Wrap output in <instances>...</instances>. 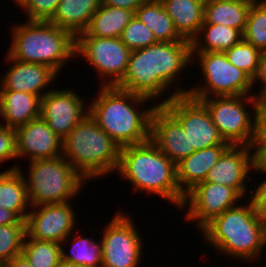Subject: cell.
I'll return each instance as SVG.
<instances>
[{"label": "cell", "instance_id": "6da1fadb", "mask_svg": "<svg viewBox=\"0 0 266 267\" xmlns=\"http://www.w3.org/2000/svg\"><path fill=\"white\" fill-rule=\"evenodd\" d=\"M147 101L117 86H101L88 110L97 125L122 148L150 140L151 115L157 104L138 109Z\"/></svg>", "mask_w": 266, "mask_h": 267}, {"label": "cell", "instance_id": "7a4b0ae2", "mask_svg": "<svg viewBox=\"0 0 266 267\" xmlns=\"http://www.w3.org/2000/svg\"><path fill=\"white\" fill-rule=\"evenodd\" d=\"M138 191L152 193L181 208L185 195L177 183L176 164L150 140L122 147L117 170Z\"/></svg>", "mask_w": 266, "mask_h": 267}, {"label": "cell", "instance_id": "3957f363", "mask_svg": "<svg viewBox=\"0 0 266 267\" xmlns=\"http://www.w3.org/2000/svg\"><path fill=\"white\" fill-rule=\"evenodd\" d=\"M248 202L225 210L200 230L207 244L246 262L261 257L266 246V222L257 214L250 197Z\"/></svg>", "mask_w": 266, "mask_h": 267}, {"label": "cell", "instance_id": "277c9868", "mask_svg": "<svg viewBox=\"0 0 266 267\" xmlns=\"http://www.w3.org/2000/svg\"><path fill=\"white\" fill-rule=\"evenodd\" d=\"M13 27L12 44L7 52L13 59L43 64L58 74L76 56V37L49 21L27 20Z\"/></svg>", "mask_w": 266, "mask_h": 267}, {"label": "cell", "instance_id": "5b68a950", "mask_svg": "<svg viewBox=\"0 0 266 267\" xmlns=\"http://www.w3.org/2000/svg\"><path fill=\"white\" fill-rule=\"evenodd\" d=\"M120 150L89 114L62 141V156L86 181L116 171Z\"/></svg>", "mask_w": 266, "mask_h": 267}, {"label": "cell", "instance_id": "8992f818", "mask_svg": "<svg viewBox=\"0 0 266 267\" xmlns=\"http://www.w3.org/2000/svg\"><path fill=\"white\" fill-rule=\"evenodd\" d=\"M28 170L23 178L30 207L70 202L86 182L63 156L30 161Z\"/></svg>", "mask_w": 266, "mask_h": 267}, {"label": "cell", "instance_id": "52a82bcc", "mask_svg": "<svg viewBox=\"0 0 266 267\" xmlns=\"http://www.w3.org/2000/svg\"><path fill=\"white\" fill-rule=\"evenodd\" d=\"M200 62L205 85L193 86L186 95L201 100L216 96L251 95L253 79L243 70L232 65L224 52H192Z\"/></svg>", "mask_w": 266, "mask_h": 267}, {"label": "cell", "instance_id": "ba28073f", "mask_svg": "<svg viewBox=\"0 0 266 267\" xmlns=\"http://www.w3.org/2000/svg\"><path fill=\"white\" fill-rule=\"evenodd\" d=\"M175 92L157 103L163 106L187 133L189 150H202L215 145H230L214 125L206 106L199 100L186 95V90L174 88Z\"/></svg>", "mask_w": 266, "mask_h": 267}, {"label": "cell", "instance_id": "9c48e42d", "mask_svg": "<svg viewBox=\"0 0 266 267\" xmlns=\"http://www.w3.org/2000/svg\"><path fill=\"white\" fill-rule=\"evenodd\" d=\"M254 95L216 96L200 100L209 111L219 133L230 145L251 146L253 115L246 106L250 103L255 105Z\"/></svg>", "mask_w": 266, "mask_h": 267}, {"label": "cell", "instance_id": "30bf717a", "mask_svg": "<svg viewBox=\"0 0 266 267\" xmlns=\"http://www.w3.org/2000/svg\"><path fill=\"white\" fill-rule=\"evenodd\" d=\"M130 54L120 38L76 36L75 55L83 56L98 71L101 86H116L124 78Z\"/></svg>", "mask_w": 266, "mask_h": 267}, {"label": "cell", "instance_id": "8fae6325", "mask_svg": "<svg viewBox=\"0 0 266 267\" xmlns=\"http://www.w3.org/2000/svg\"><path fill=\"white\" fill-rule=\"evenodd\" d=\"M118 212L102 232V267H138L143 240L131 216Z\"/></svg>", "mask_w": 266, "mask_h": 267}, {"label": "cell", "instance_id": "7c38bea8", "mask_svg": "<svg viewBox=\"0 0 266 267\" xmlns=\"http://www.w3.org/2000/svg\"><path fill=\"white\" fill-rule=\"evenodd\" d=\"M241 198L243 197L232 187L204 181L185 195L182 208L189 205L186 220H197L198 228L202 230L215 217L236 206Z\"/></svg>", "mask_w": 266, "mask_h": 267}, {"label": "cell", "instance_id": "4fadbf2b", "mask_svg": "<svg viewBox=\"0 0 266 267\" xmlns=\"http://www.w3.org/2000/svg\"><path fill=\"white\" fill-rule=\"evenodd\" d=\"M71 202L41 204L32 207L26 218V234L33 239L63 243L76 224Z\"/></svg>", "mask_w": 266, "mask_h": 267}, {"label": "cell", "instance_id": "5bb4252c", "mask_svg": "<svg viewBox=\"0 0 266 267\" xmlns=\"http://www.w3.org/2000/svg\"><path fill=\"white\" fill-rule=\"evenodd\" d=\"M75 92L71 89L48 90L41 98L40 117L62 141L89 114L88 106Z\"/></svg>", "mask_w": 266, "mask_h": 267}, {"label": "cell", "instance_id": "9a60e30c", "mask_svg": "<svg viewBox=\"0 0 266 267\" xmlns=\"http://www.w3.org/2000/svg\"><path fill=\"white\" fill-rule=\"evenodd\" d=\"M251 170L254 171L252 148L247 145H230L210 169L205 182L232 187L244 198Z\"/></svg>", "mask_w": 266, "mask_h": 267}, {"label": "cell", "instance_id": "2e32d148", "mask_svg": "<svg viewBox=\"0 0 266 267\" xmlns=\"http://www.w3.org/2000/svg\"><path fill=\"white\" fill-rule=\"evenodd\" d=\"M192 59L190 41H158L152 44L153 75H156V97L168 91L176 76L186 69ZM171 85V86H170ZM169 87V88H168Z\"/></svg>", "mask_w": 266, "mask_h": 267}, {"label": "cell", "instance_id": "e0dca14e", "mask_svg": "<svg viewBox=\"0 0 266 267\" xmlns=\"http://www.w3.org/2000/svg\"><path fill=\"white\" fill-rule=\"evenodd\" d=\"M150 141L176 165L195 152L189 150L187 133L163 106H156L152 112Z\"/></svg>", "mask_w": 266, "mask_h": 267}, {"label": "cell", "instance_id": "ac0fdd59", "mask_svg": "<svg viewBox=\"0 0 266 267\" xmlns=\"http://www.w3.org/2000/svg\"><path fill=\"white\" fill-rule=\"evenodd\" d=\"M17 158L30 161L62 156V140L41 118L29 121L15 129Z\"/></svg>", "mask_w": 266, "mask_h": 267}, {"label": "cell", "instance_id": "d6986e66", "mask_svg": "<svg viewBox=\"0 0 266 267\" xmlns=\"http://www.w3.org/2000/svg\"><path fill=\"white\" fill-rule=\"evenodd\" d=\"M6 56V62H11L5 76L1 78L0 90L32 93L42 98L48 92H44L45 88L57 78L58 74L49 66L21 62L8 54Z\"/></svg>", "mask_w": 266, "mask_h": 267}, {"label": "cell", "instance_id": "ffe728a7", "mask_svg": "<svg viewBox=\"0 0 266 267\" xmlns=\"http://www.w3.org/2000/svg\"><path fill=\"white\" fill-rule=\"evenodd\" d=\"M118 88L156 100V75H153L152 45L131 51L124 78Z\"/></svg>", "mask_w": 266, "mask_h": 267}, {"label": "cell", "instance_id": "44dd1931", "mask_svg": "<svg viewBox=\"0 0 266 267\" xmlns=\"http://www.w3.org/2000/svg\"><path fill=\"white\" fill-rule=\"evenodd\" d=\"M229 146L215 145L197 150L176 165L177 183L184 195L205 181L210 169Z\"/></svg>", "mask_w": 266, "mask_h": 267}, {"label": "cell", "instance_id": "7402d4cb", "mask_svg": "<svg viewBox=\"0 0 266 267\" xmlns=\"http://www.w3.org/2000/svg\"><path fill=\"white\" fill-rule=\"evenodd\" d=\"M41 97L20 91L0 90V124L16 129L40 117Z\"/></svg>", "mask_w": 266, "mask_h": 267}, {"label": "cell", "instance_id": "603a6c76", "mask_svg": "<svg viewBox=\"0 0 266 267\" xmlns=\"http://www.w3.org/2000/svg\"><path fill=\"white\" fill-rule=\"evenodd\" d=\"M178 34L192 42L203 24L205 0H160Z\"/></svg>", "mask_w": 266, "mask_h": 267}, {"label": "cell", "instance_id": "cb8c5ba5", "mask_svg": "<svg viewBox=\"0 0 266 267\" xmlns=\"http://www.w3.org/2000/svg\"><path fill=\"white\" fill-rule=\"evenodd\" d=\"M101 3V0H60L49 22L76 37L86 30Z\"/></svg>", "mask_w": 266, "mask_h": 267}, {"label": "cell", "instance_id": "d4e9b609", "mask_svg": "<svg viewBox=\"0 0 266 267\" xmlns=\"http://www.w3.org/2000/svg\"><path fill=\"white\" fill-rule=\"evenodd\" d=\"M27 187L21 167H13L0 172V207L13 212L20 220H25L30 209ZM28 206V207H27Z\"/></svg>", "mask_w": 266, "mask_h": 267}, {"label": "cell", "instance_id": "484cf974", "mask_svg": "<svg viewBox=\"0 0 266 267\" xmlns=\"http://www.w3.org/2000/svg\"><path fill=\"white\" fill-rule=\"evenodd\" d=\"M133 16L134 12L128 9L101 3L86 30L77 36L120 38Z\"/></svg>", "mask_w": 266, "mask_h": 267}, {"label": "cell", "instance_id": "4316f807", "mask_svg": "<svg viewBox=\"0 0 266 267\" xmlns=\"http://www.w3.org/2000/svg\"><path fill=\"white\" fill-rule=\"evenodd\" d=\"M250 6L238 0H205L203 23L222 24L243 34Z\"/></svg>", "mask_w": 266, "mask_h": 267}, {"label": "cell", "instance_id": "83f0119b", "mask_svg": "<svg viewBox=\"0 0 266 267\" xmlns=\"http://www.w3.org/2000/svg\"><path fill=\"white\" fill-rule=\"evenodd\" d=\"M134 15L153 31L157 41H188L178 34L173 20L167 14L160 0H145Z\"/></svg>", "mask_w": 266, "mask_h": 267}, {"label": "cell", "instance_id": "f1b7e54d", "mask_svg": "<svg viewBox=\"0 0 266 267\" xmlns=\"http://www.w3.org/2000/svg\"><path fill=\"white\" fill-rule=\"evenodd\" d=\"M242 39L243 34L239 30L222 24L203 23L198 35L191 42L192 52H224Z\"/></svg>", "mask_w": 266, "mask_h": 267}, {"label": "cell", "instance_id": "f546056e", "mask_svg": "<svg viewBox=\"0 0 266 267\" xmlns=\"http://www.w3.org/2000/svg\"><path fill=\"white\" fill-rule=\"evenodd\" d=\"M21 253L32 267H58L61 261V244L33 239L26 234Z\"/></svg>", "mask_w": 266, "mask_h": 267}, {"label": "cell", "instance_id": "4dcf8cb0", "mask_svg": "<svg viewBox=\"0 0 266 267\" xmlns=\"http://www.w3.org/2000/svg\"><path fill=\"white\" fill-rule=\"evenodd\" d=\"M75 237V238H74ZM73 238L70 254L66 253L61 243V260L70 263L81 264L87 267H102V243H97L83 236H71Z\"/></svg>", "mask_w": 266, "mask_h": 267}, {"label": "cell", "instance_id": "1f68e13d", "mask_svg": "<svg viewBox=\"0 0 266 267\" xmlns=\"http://www.w3.org/2000/svg\"><path fill=\"white\" fill-rule=\"evenodd\" d=\"M243 40L260 52L266 51V0L250 6Z\"/></svg>", "mask_w": 266, "mask_h": 267}, {"label": "cell", "instance_id": "d6a6232c", "mask_svg": "<svg viewBox=\"0 0 266 267\" xmlns=\"http://www.w3.org/2000/svg\"><path fill=\"white\" fill-rule=\"evenodd\" d=\"M26 235V221L0 225V263H6L21 254Z\"/></svg>", "mask_w": 266, "mask_h": 267}, {"label": "cell", "instance_id": "836d02e7", "mask_svg": "<svg viewBox=\"0 0 266 267\" xmlns=\"http://www.w3.org/2000/svg\"><path fill=\"white\" fill-rule=\"evenodd\" d=\"M224 53L232 65L243 70L252 79L255 77L261 54L256 47L242 39Z\"/></svg>", "mask_w": 266, "mask_h": 267}, {"label": "cell", "instance_id": "e575fe53", "mask_svg": "<svg viewBox=\"0 0 266 267\" xmlns=\"http://www.w3.org/2000/svg\"><path fill=\"white\" fill-rule=\"evenodd\" d=\"M120 39L131 51L139 50L158 42L154 37L153 31L135 15L122 31Z\"/></svg>", "mask_w": 266, "mask_h": 267}, {"label": "cell", "instance_id": "d590c367", "mask_svg": "<svg viewBox=\"0 0 266 267\" xmlns=\"http://www.w3.org/2000/svg\"><path fill=\"white\" fill-rule=\"evenodd\" d=\"M23 8L31 21H49L60 3V0H17L15 2Z\"/></svg>", "mask_w": 266, "mask_h": 267}, {"label": "cell", "instance_id": "8d00e7d4", "mask_svg": "<svg viewBox=\"0 0 266 267\" xmlns=\"http://www.w3.org/2000/svg\"><path fill=\"white\" fill-rule=\"evenodd\" d=\"M253 108V133L251 148L253 149L261 140L266 139V98H257Z\"/></svg>", "mask_w": 266, "mask_h": 267}, {"label": "cell", "instance_id": "74e56055", "mask_svg": "<svg viewBox=\"0 0 266 267\" xmlns=\"http://www.w3.org/2000/svg\"><path fill=\"white\" fill-rule=\"evenodd\" d=\"M15 158H17L15 129L0 124V164Z\"/></svg>", "mask_w": 266, "mask_h": 267}, {"label": "cell", "instance_id": "f35d334b", "mask_svg": "<svg viewBox=\"0 0 266 267\" xmlns=\"http://www.w3.org/2000/svg\"><path fill=\"white\" fill-rule=\"evenodd\" d=\"M263 180L260 184L258 183L255 192L249 197L254 202L259 217L266 222V178Z\"/></svg>", "mask_w": 266, "mask_h": 267}, {"label": "cell", "instance_id": "ab89813d", "mask_svg": "<svg viewBox=\"0 0 266 267\" xmlns=\"http://www.w3.org/2000/svg\"><path fill=\"white\" fill-rule=\"evenodd\" d=\"M257 81L260 82L259 92L254 95L257 98H266V51L261 52L259 57L258 71L255 77L253 78V86ZM262 86V87H261Z\"/></svg>", "mask_w": 266, "mask_h": 267}, {"label": "cell", "instance_id": "60d3db41", "mask_svg": "<svg viewBox=\"0 0 266 267\" xmlns=\"http://www.w3.org/2000/svg\"><path fill=\"white\" fill-rule=\"evenodd\" d=\"M253 150L254 171L266 174V139L261 140Z\"/></svg>", "mask_w": 266, "mask_h": 267}, {"label": "cell", "instance_id": "b9f144b4", "mask_svg": "<svg viewBox=\"0 0 266 267\" xmlns=\"http://www.w3.org/2000/svg\"><path fill=\"white\" fill-rule=\"evenodd\" d=\"M145 0H101L105 5L125 8L135 13Z\"/></svg>", "mask_w": 266, "mask_h": 267}, {"label": "cell", "instance_id": "7bdbcfd3", "mask_svg": "<svg viewBox=\"0 0 266 267\" xmlns=\"http://www.w3.org/2000/svg\"><path fill=\"white\" fill-rule=\"evenodd\" d=\"M19 218L11 211L0 207V225L14 224Z\"/></svg>", "mask_w": 266, "mask_h": 267}, {"label": "cell", "instance_id": "ee69618b", "mask_svg": "<svg viewBox=\"0 0 266 267\" xmlns=\"http://www.w3.org/2000/svg\"><path fill=\"white\" fill-rule=\"evenodd\" d=\"M7 267H32L25 256L21 253L6 262Z\"/></svg>", "mask_w": 266, "mask_h": 267}, {"label": "cell", "instance_id": "f6af8a7d", "mask_svg": "<svg viewBox=\"0 0 266 267\" xmlns=\"http://www.w3.org/2000/svg\"><path fill=\"white\" fill-rule=\"evenodd\" d=\"M58 267H87L81 264L70 263L68 261L61 260Z\"/></svg>", "mask_w": 266, "mask_h": 267}, {"label": "cell", "instance_id": "bcb514c9", "mask_svg": "<svg viewBox=\"0 0 266 267\" xmlns=\"http://www.w3.org/2000/svg\"><path fill=\"white\" fill-rule=\"evenodd\" d=\"M238 1H243V2H246V3L250 4V5H253V4L261 3V2H263L265 0H238Z\"/></svg>", "mask_w": 266, "mask_h": 267}, {"label": "cell", "instance_id": "7dc6e473", "mask_svg": "<svg viewBox=\"0 0 266 267\" xmlns=\"http://www.w3.org/2000/svg\"><path fill=\"white\" fill-rule=\"evenodd\" d=\"M0 267H7L6 263H0Z\"/></svg>", "mask_w": 266, "mask_h": 267}]
</instances>
